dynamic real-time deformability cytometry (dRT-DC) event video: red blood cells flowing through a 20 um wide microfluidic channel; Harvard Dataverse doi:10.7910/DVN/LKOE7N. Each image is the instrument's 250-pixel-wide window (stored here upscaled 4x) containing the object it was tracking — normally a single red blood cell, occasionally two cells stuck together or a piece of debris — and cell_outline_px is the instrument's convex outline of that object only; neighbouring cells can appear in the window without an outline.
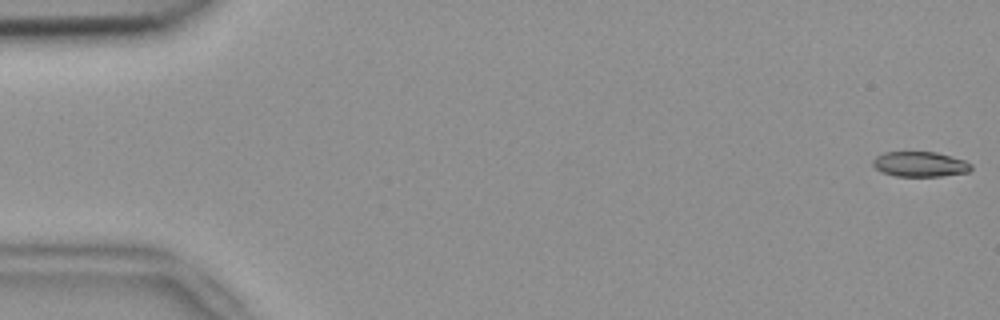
{"species": "common noctule bat (a hibernating species)", "species_latin": "Nyctalus noctula", "temperature_condition": "room temperature", "stored_images_in_passage": 16, "camera_frame_rate_fps": 3000, "um_per_image_px": 0.085, "animal": {"sex": "female", "body_mass_g": 18.4}, "frame": {"image": 1, "passage_image": 1, "time_ms": 0.0, "image_size_px": [1000, 320], "cell_outline_px": [[972, 168], [968, 172], [940, 176], [896, 176], [880, 172], [872, 164], [872, 160], [876, 156], [884, 152], [936, 152], [964, 160], [972, 164]], "centroid_in_image_um": [78.18, 13.95], "position_along_channel_um": 6.8, "area_um2": 14.39}}